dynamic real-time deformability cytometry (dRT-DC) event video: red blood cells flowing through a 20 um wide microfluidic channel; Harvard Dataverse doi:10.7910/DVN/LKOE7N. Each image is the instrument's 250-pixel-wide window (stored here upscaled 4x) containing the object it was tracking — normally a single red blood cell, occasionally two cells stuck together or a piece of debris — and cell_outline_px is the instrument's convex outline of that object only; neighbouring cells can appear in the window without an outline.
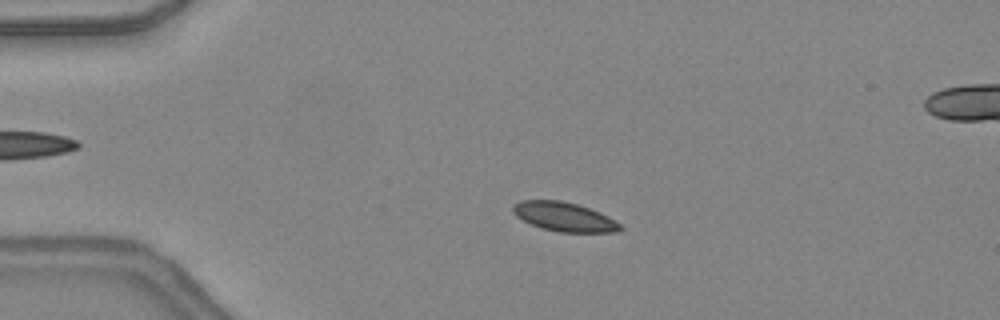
{"species": "common noctule bat (a hibernating species)", "species_latin": "Nyctalus noctula", "temperature_condition": "warm", "stored_images_in_passage": 49, "camera_frame_rate_fps": 3000, "um_per_image_px": 0.085, "animal": {"sex": "female", "body_mass_g": 24.6, "forearm_length_mm": 56.2}, "frame": {"image": 1, "passage_image": 11, "time_ms": 3.333, "image_size_px": [1000, 320], "cell_outline_px": [[624, 228], [620, 232], [560, 232], [540, 228], [516, 216], [512, 212], [512, 204], [520, 200], [560, 200], [576, 204], [600, 212], [608, 216], [620, 224]], "centroid_in_image_um": [47.95, 18.43], "position_along_channel_um": 37.0, "area_um2": 18.26}}
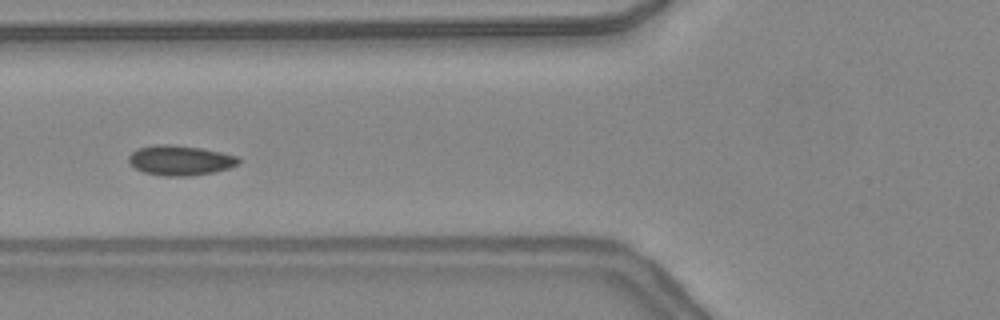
{"frame": {"image": 2, "passage_image": 19, "time_ms": 6.0, "image_size_px": [1000, 320], "cell_outline_px": [[240, 164], [228, 168], [212, 172], [188, 176], [164, 176], [144, 172], [128, 164], [128, 156], [136, 148], [156, 144], [168, 144], [200, 148], [240, 156]], "centroid_in_image_um": [15.3, 13.62], "position_along_channel_um": 110.5, "area_um2": 19.25}}
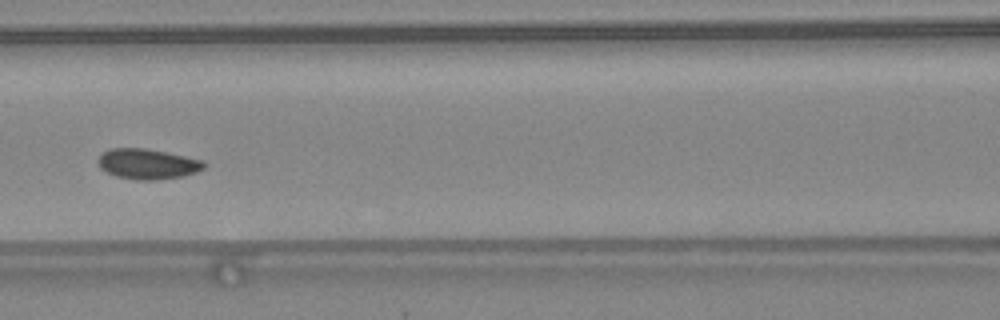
{"frame": {"image": 3, "passage_image": 22, "time_ms": 7.0, "image_size_px": [1000, 320], "cell_outline_px": [[208, 164], [204, 168], [196, 172], [184, 176], [152, 180], [136, 180], [116, 176], [100, 168], [96, 160], [104, 152], [112, 148], [144, 148], [204, 160]], "centroid_in_image_um": [12.56, 13.94], "position_along_channel_um": 154.0, "area_um2": 18.67}}